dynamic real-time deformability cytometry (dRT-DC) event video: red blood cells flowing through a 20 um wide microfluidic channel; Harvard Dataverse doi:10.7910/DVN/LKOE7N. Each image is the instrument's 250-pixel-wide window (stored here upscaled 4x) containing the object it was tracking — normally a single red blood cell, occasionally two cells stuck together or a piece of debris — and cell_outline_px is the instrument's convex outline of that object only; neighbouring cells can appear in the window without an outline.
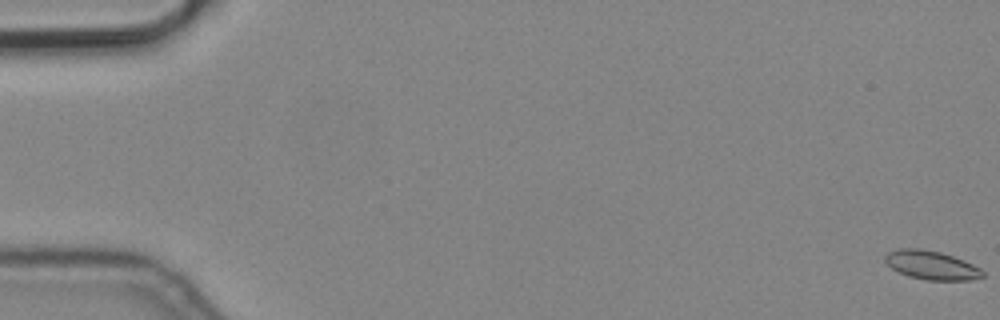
{"species": "common noctule bat (a hibernating species)", "species_latin": "Nyctalus noctula", "temperature_condition": "cold", "stored_images_in_passage": 6, "camera_frame_rate_fps": 3000, "um_per_image_px": 0.085, "animal": {"sex": "male", "body_mass_g": 19.2, "forearm_length_mm": 51.8}, "frame": {"image": 1, "passage_image": 1, "time_ms": 0.0, "image_size_px": [1000, 320], "cell_outline_px": [[984, 276], [972, 280], [924, 280], [908, 276], [892, 268], [884, 260], [884, 256], [888, 252], [896, 248], [920, 248], [940, 252], [964, 260], [980, 268], [984, 272]], "centroid_in_image_um": [79.16, 22.53], "position_along_channel_um": 5.8, "area_um2": 16.42}}
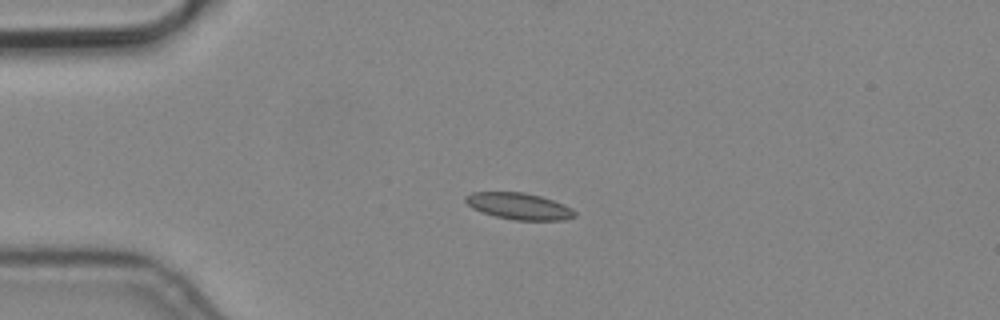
{"frame": {"image": 2, "passage_image": 5, "time_ms": 1.333, "image_size_px": [1000, 320], "cell_outline_px": [[576, 216], [564, 220], [512, 220], [480, 212], [472, 208], [464, 200], [464, 196], [472, 192], [524, 192], [540, 196], [564, 204], [572, 208], [576, 212]], "centroid_in_image_um": [44.1, 17.52], "position_along_channel_um": 40.9, "area_um2": 16.99}}